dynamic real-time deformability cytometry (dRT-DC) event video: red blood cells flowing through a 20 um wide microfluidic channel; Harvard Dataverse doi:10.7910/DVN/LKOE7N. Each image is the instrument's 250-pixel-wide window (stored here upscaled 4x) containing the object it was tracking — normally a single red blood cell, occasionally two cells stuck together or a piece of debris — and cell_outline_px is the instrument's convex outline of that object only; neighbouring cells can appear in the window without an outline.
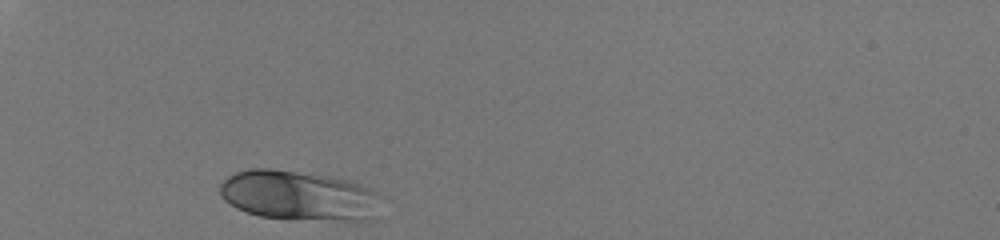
{"species": "human", "species_latin": "Homo sapiens", "temperature_condition": "room temperature", "stored_images_in_passage": 28, "camera_frame_rate_fps": 3000, "um_per_image_px": 0.085, "donor": {"sex": "male"}, "frame": {"image": 1, "passage_image": 1, "time_ms": 0.0, "image_size_px": [1000, 240], "cell_outline_px": [[380, 196], [376, 220], [288, 220], [260, 216], [236, 208], [224, 200], [220, 192], [220, 184], [228, 176], [236, 172], [252, 168], [272, 168], [328, 176], [348, 180], [360, 184], [380, 192]], "centroid_in_image_um": [25.43, 16.64], "position_along_channel_um": 59.6, "area_um2": 47.45}}
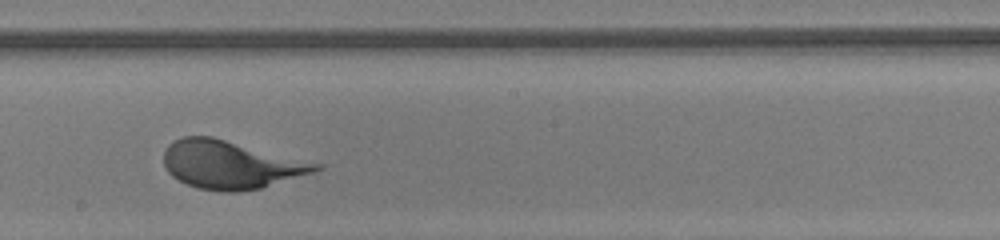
{"frame": {"image": 2, "passage_image": 16, "time_ms": 5.0, "image_size_px": [1000, 240], "cell_outline_px": [[324, 168], [312, 172], [260, 188], [236, 192], [220, 192], [196, 188], [172, 176], [168, 172], [164, 164], [164, 152], [168, 144], [184, 136], [212, 136], [324, 164]], "centroid_in_image_um": [19.6, 13.99], "position_along_channel_um": 228.6, "area_um2": 42.54}}
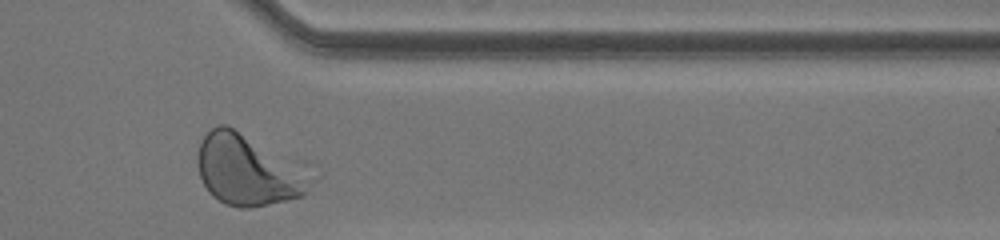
{"frame": {"image": 3, "passage_image": 28, "time_ms": 9.0, "image_size_px": [1000, 240], "cell_outline_px": [[320, 176], [304, 196], [268, 204], [248, 208], [240, 208], [224, 204], [212, 196], [208, 192], [200, 176], [196, 164], [196, 152], [204, 136], [216, 124], [228, 124], [308, 160], [316, 164]], "centroid_in_image_um": [21.33, 14.38], "position_along_channel_um": 390.1, "area_um2": 50.92}}